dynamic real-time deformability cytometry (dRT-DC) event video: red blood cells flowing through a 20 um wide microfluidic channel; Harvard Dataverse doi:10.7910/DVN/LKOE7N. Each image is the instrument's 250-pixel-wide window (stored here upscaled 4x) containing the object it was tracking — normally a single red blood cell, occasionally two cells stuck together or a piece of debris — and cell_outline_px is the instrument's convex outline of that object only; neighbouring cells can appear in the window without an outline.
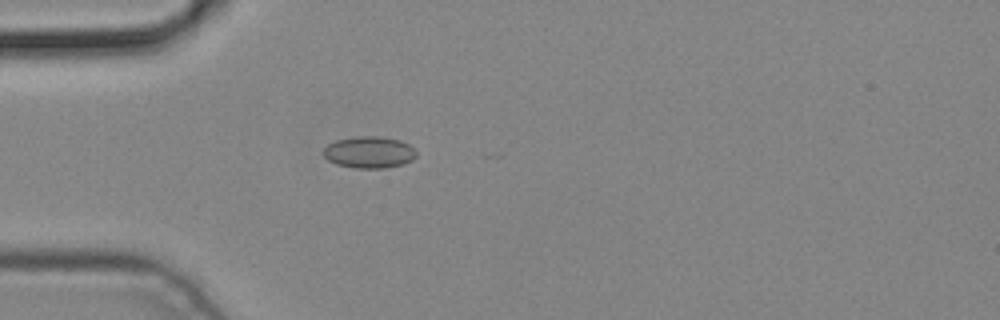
{"species": "common noctule bat (a hibernating species)", "species_latin": "Nyctalus noctula", "temperature_condition": "cold", "stored_images_in_passage": 2, "camera_frame_rate_fps": 3000, "um_per_image_px": 0.085, "animal": {"sex": "male", "body_mass_g": 19.2, "forearm_length_mm": 51.8}, "frame": {"image": 1, "passage_image": 2, "time_ms": 0.333, "image_size_px": [1000, 320], "cell_outline_px": [[416, 156], [412, 160], [404, 164], [384, 168], [356, 168], [336, 164], [328, 160], [324, 156], [324, 148], [328, 144], [336, 140], [360, 136], [380, 136], [400, 140], [416, 148]], "centroid_in_image_um": [31.41, 12.94], "position_along_channel_um": 53.6, "area_um2": 17.22}}